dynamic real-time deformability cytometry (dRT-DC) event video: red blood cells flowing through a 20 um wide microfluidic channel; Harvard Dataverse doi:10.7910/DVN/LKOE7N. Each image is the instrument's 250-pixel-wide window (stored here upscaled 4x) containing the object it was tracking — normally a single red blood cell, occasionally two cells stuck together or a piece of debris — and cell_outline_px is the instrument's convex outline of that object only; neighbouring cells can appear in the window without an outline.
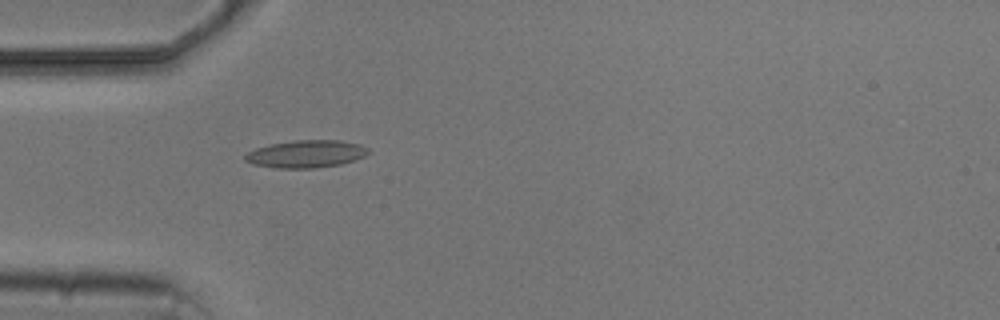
{"species": "common noctule bat (a hibernating species)", "species_latin": "Nyctalus noctula", "temperature_condition": "cold", "stored_images_in_passage": 5, "camera_frame_rate_fps": 3000, "um_per_image_px": 0.085, "animal": {"sex": "male", "body_mass_g": 20.5, "forearm_length_mm": 52.5}, "frame": {"image": 1, "passage_image": 5, "time_ms": 4.667, "image_size_px": [1000, 320], "cell_outline_px": [[372, 152], [356, 160], [340, 164], [312, 168], [272, 168], [252, 164], [244, 160], [244, 156], [248, 152], [256, 148], [272, 144], [296, 140], [340, 140], [360, 144], [368, 148]], "centroid_in_image_um": [26.04, 13.09], "position_along_channel_um": 59.0, "area_um2": 19.83}}